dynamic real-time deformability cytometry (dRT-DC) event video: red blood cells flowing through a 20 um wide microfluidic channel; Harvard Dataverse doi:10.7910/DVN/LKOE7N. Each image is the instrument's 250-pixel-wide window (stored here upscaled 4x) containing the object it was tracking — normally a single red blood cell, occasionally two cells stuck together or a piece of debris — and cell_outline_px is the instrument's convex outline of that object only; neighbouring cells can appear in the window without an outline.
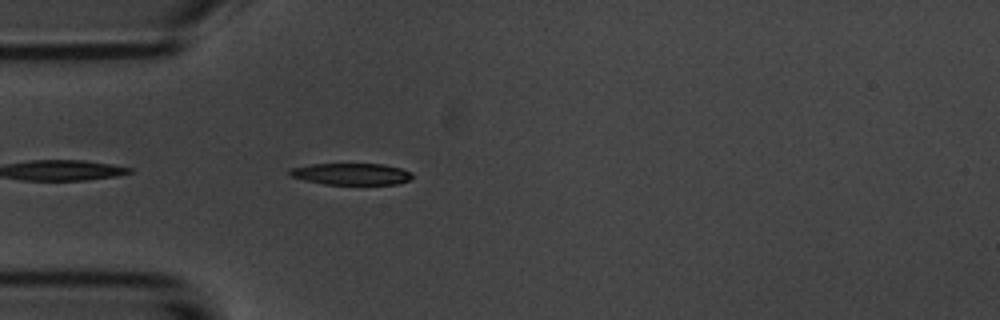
{"species": "common noctule bat (a hibernating species)", "species_latin": "Nyctalus noctula", "temperature_condition": "room temperature", "stored_images_in_passage": 5, "camera_frame_rate_fps": 3000, "um_per_image_px": 0.085, "animal": {"sex": "male", "body_mass_g": 20.1, "forearm_length_mm": 53.5}, "frame": {"image": 1, "passage_image": 5, "time_ms": 4.667, "image_size_px": [1000, 320], "cell_outline_px": [[412, 176], [408, 180], [400, 184], [324, 184], [304, 180], [292, 176], [288, 172], [292, 168], [312, 164], [384, 164], [400, 168], [412, 172]], "centroid_in_image_um": [29.89, 14.79], "position_along_channel_um": 55.1, "area_um2": 15.32}}